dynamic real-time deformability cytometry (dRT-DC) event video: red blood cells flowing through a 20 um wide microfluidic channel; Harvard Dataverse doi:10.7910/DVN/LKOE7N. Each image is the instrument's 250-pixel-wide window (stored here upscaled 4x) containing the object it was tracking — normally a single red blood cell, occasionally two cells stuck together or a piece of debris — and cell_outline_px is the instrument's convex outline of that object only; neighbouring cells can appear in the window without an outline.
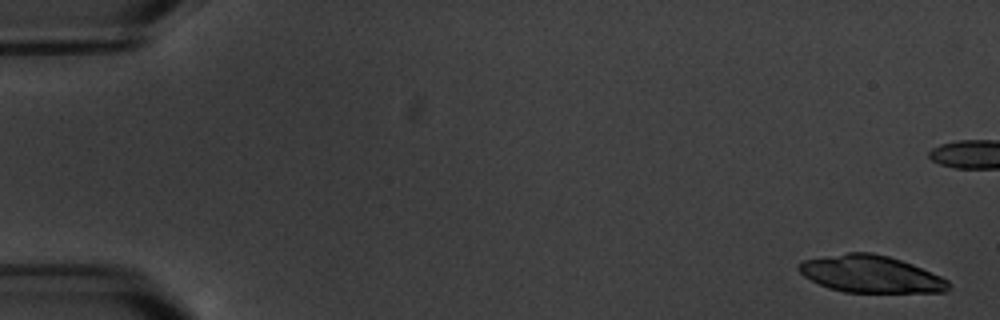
{"species": "common noctule bat (a hibernating species)", "species_latin": "Nyctalus noctula", "temperature_condition": "warm", "stored_images_in_passage": 6, "camera_frame_rate_fps": 3000, "um_per_image_px": 0.085, "animal": {"sex": "male", "body_mass_g": 20.1, "forearm_length_mm": 53.5}, "frame": {"image": 1, "passage_image": 1, "time_ms": 0.0, "image_size_px": [1000, 320], "cell_outline_px": [[948, 288], [944, 292], [844, 292], [828, 288], [804, 276], [796, 268], [804, 260], [824, 256], [848, 252], [872, 252], [888, 256], [912, 264], [940, 276], [948, 280]], "centroid_in_image_um": [73.99, 23.29], "position_along_channel_um": 11.0, "area_um2": 32.08}}